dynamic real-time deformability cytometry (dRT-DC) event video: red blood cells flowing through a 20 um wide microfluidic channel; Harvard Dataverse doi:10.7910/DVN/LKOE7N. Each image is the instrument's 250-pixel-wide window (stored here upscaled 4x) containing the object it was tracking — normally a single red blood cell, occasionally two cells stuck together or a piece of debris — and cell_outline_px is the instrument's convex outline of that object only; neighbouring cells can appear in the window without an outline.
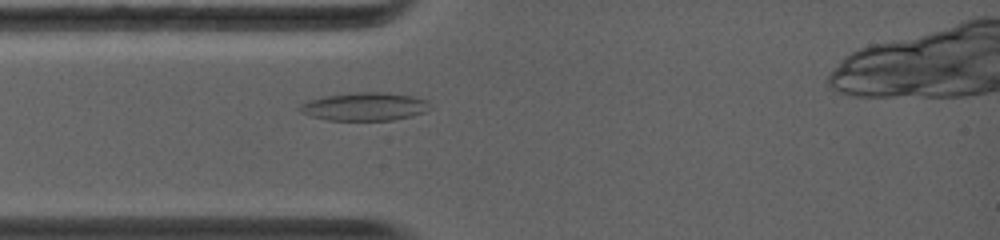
{"species": "common noctule bat (a hibernating species)", "species_latin": "Nyctalus noctula", "temperature_condition": "warm", "stored_images_in_passage": 2, "camera_frame_rate_fps": 5000, "um_per_image_px": 0.085, "animal": {"sex": "female", "body_mass_g": 19.0, "forearm_length_mm": 56.7}, "frame": {"image": 1, "passage_image": 2, "time_ms": 0.8, "image_size_px": [1000, 240], "cell_outline_px": [[432, 108], [424, 112], [412, 116], [392, 120], [328, 120], [312, 116], [300, 112], [296, 108], [300, 104], [324, 96], [356, 92], [388, 92], [412, 96], [428, 100]], "centroid_in_image_um": [31.03, 9.05], "position_along_channel_um": 54.0, "area_um2": 21.44}}